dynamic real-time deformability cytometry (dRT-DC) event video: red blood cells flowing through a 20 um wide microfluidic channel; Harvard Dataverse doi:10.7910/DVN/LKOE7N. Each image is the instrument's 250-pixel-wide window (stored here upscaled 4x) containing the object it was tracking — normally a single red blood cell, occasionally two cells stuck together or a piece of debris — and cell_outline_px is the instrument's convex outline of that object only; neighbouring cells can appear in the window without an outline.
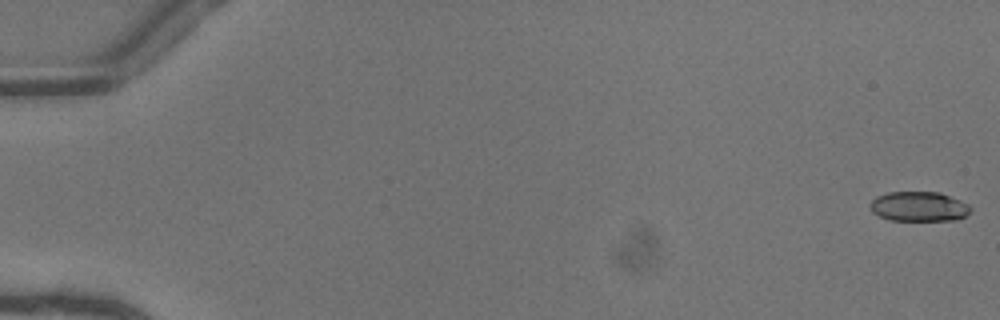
{"species": "common noctule bat (a hibernating species)", "species_latin": "Nyctalus noctula", "temperature_condition": "warm", "stored_images_in_passage": 52, "camera_frame_rate_fps": 3000, "um_per_image_px": 0.085, "animal": {"sex": "female"}, "frame": {"image": 1, "passage_image": 1, "time_ms": 0.0, "image_size_px": [1000, 320], "cell_outline_px": [[972, 208], [964, 216], [956, 220], [888, 220], [872, 212], [868, 204], [876, 196], [888, 192], [940, 192], [960, 200], [968, 204]], "centroid_in_image_um": [78.07, 17.55], "position_along_channel_um": 6.9, "area_um2": 17.46}}
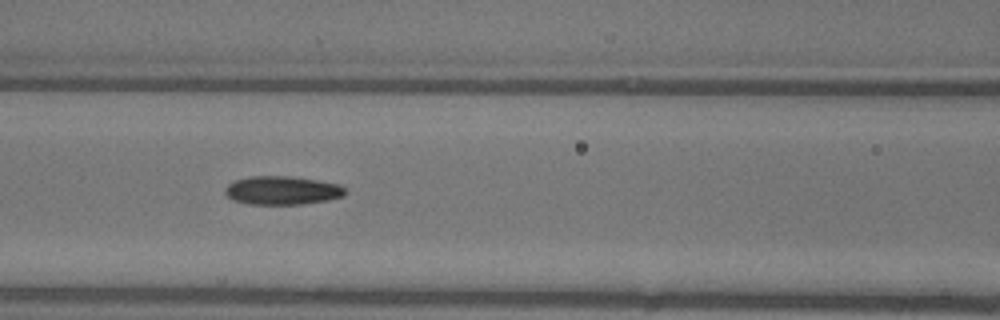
{"frame": {"image": 2, "passage_image": 24, "time_ms": 7.667, "image_size_px": [1000, 320], "cell_outline_px": [[348, 192], [344, 196], [328, 200], [304, 204], [248, 204], [232, 200], [224, 192], [224, 188], [232, 180], [248, 176], [292, 176], [340, 184]], "centroid_in_image_um": [23.97, 16.18], "position_along_channel_um": 142.6, "area_um2": 20.29}}
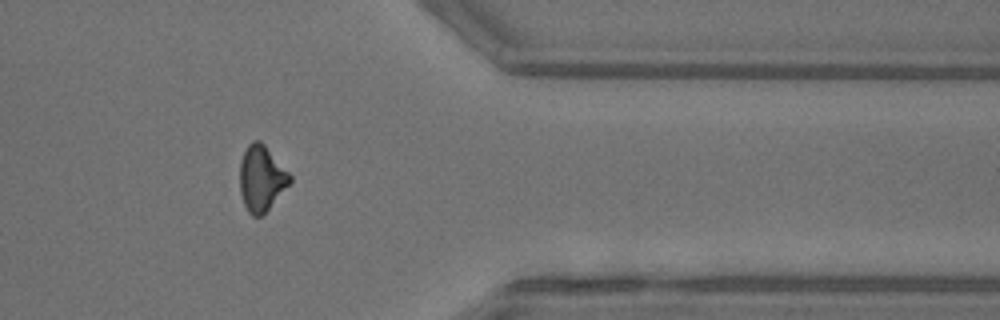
{"frame": {"image": 3, "passage_image": 43, "time_ms": 14.0, "image_size_px": [1000, 320], "cell_outline_px": [[292, 184], [260, 216], [252, 216], [248, 212], [244, 204], [240, 192], [240, 160], [248, 144], [252, 140], [260, 140], [264, 144], [292, 176]], "centroid_in_image_um": [22.23, 15.15], "position_along_channel_um": 389.2, "area_um2": 19.19}, "authors_computed_cell_mechanics": {"area_um2": 19.0162, "velocity_mm_per_s": 4.117, "shape_relaxation_time_tau1_ms": null, "shape_relaxation_time_tau2_ms": 6.2064, "deformation_change_tau1": null, "deformation_change_tau2": 0.1382}}